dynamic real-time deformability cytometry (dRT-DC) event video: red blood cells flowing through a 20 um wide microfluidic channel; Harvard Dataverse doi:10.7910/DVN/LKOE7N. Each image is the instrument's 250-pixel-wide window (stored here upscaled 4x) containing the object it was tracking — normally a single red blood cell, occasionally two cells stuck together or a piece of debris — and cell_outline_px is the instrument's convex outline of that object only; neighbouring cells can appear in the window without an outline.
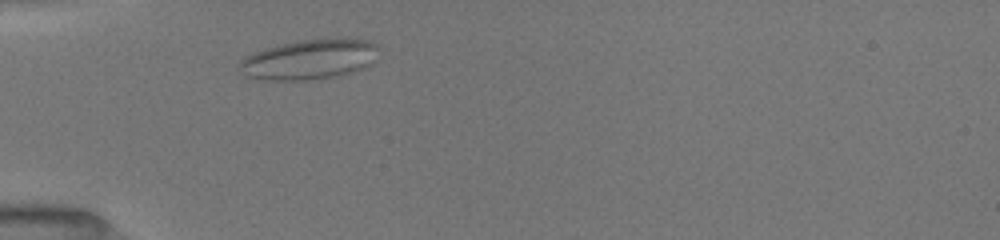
{"species": "common noctule bat (a hibernating species)", "species_latin": "Nyctalus noctula", "temperature_condition": "room temperature", "stored_images_in_passage": 38, "camera_frame_rate_fps": 3000, "um_per_image_px": 0.085, "animal": {"sex": "female", "body_mass_g": 19.5, "forearm_length_mm": 54.1}, "frame": {"image": 1, "passage_image": 1, "time_ms": 0.0, "image_size_px": [1000, 240], "cell_outline_px": [[380, 48], [376, 60], [372, 64], [364, 68], [352, 72], [336, 76], [304, 80], [260, 80], [244, 76], [236, 64], [244, 56], [264, 48], [280, 44], [300, 40], [372, 40]], "centroid_in_image_um": [26.26, 5.07], "position_along_channel_um": 58.7, "area_um2": 32.6}}
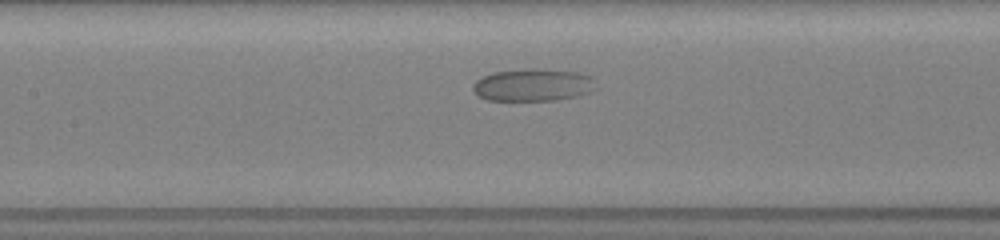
{"frame": {"image": 2, "passage_image": 10, "time_ms": 3.0, "image_size_px": [1000, 240], "cell_outline_px": [[600, 88], [592, 92], [576, 96], [556, 100], [488, 100], [480, 96], [472, 88], [472, 84], [480, 76], [492, 72], [524, 68], [536, 68], [576, 72], [592, 76], [596, 80]], "centroid_in_image_um": [45.36, 7.2], "position_along_channel_um": 162.0, "area_um2": 23.76}}
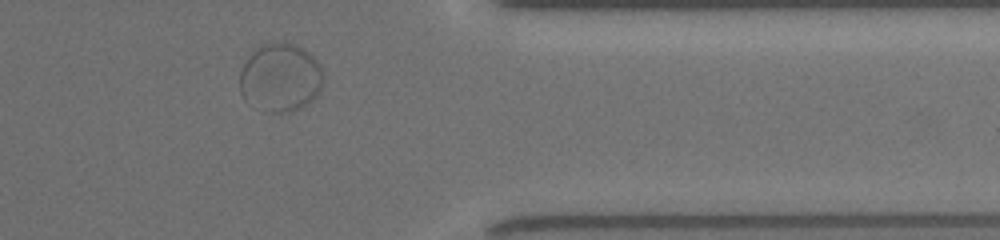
{"frame": {"image": 3, "passage_image": 29, "time_ms": 9.333, "image_size_px": [1000, 240], "cell_outline_px": [[324, 84], [320, 92], [316, 96], [300, 108], [292, 112], [264, 112], [244, 100], [240, 92], [240, 72], [244, 64], [252, 52], [256, 48], [264, 44], [296, 44], [308, 52], [320, 64], [324, 76]], "centroid_in_image_um": [23.85, 6.63], "position_along_channel_um": 387.6, "area_um2": 33.35}}